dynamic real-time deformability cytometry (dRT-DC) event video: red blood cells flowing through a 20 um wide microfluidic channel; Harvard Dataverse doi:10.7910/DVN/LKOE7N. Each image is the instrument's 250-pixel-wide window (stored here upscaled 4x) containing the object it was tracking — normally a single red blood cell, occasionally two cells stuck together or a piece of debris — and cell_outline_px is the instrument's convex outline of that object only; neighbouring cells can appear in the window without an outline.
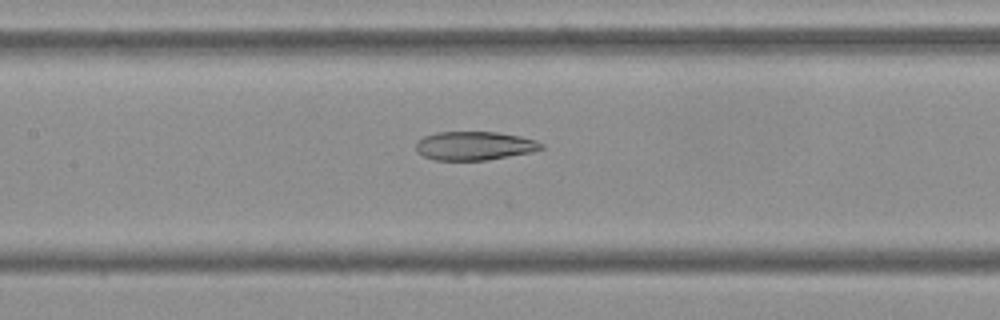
{"species": "Egyptian fruit bat (a non-hibernating species)", "species_latin": "Rousettus aegyptiacus", "temperature_condition": "cold", "stored_images_in_passage": 54, "camera_frame_rate_fps": 3000, "um_per_image_px": 0.085, "frame": {"image": 1, "passage_image": 25, "time_ms": 8.0, "image_size_px": [1000, 320], "cell_outline_px": [[544, 148], [532, 152], [488, 160], [432, 160], [416, 152], [416, 140], [424, 136], [436, 132], [496, 132], [520, 136], [536, 140], [544, 144]], "centroid_in_image_um": [40.31, 12.39], "position_along_channel_um": 167.1, "area_um2": 21.15}}
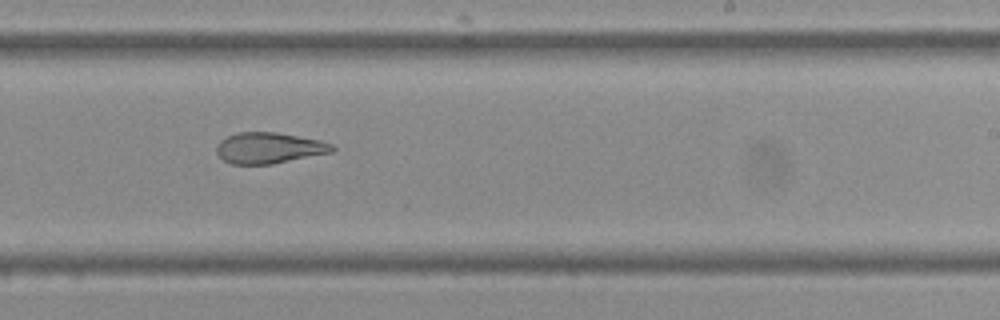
{"frame": {"image": 2, "passage_image": 33, "time_ms": 10.667, "image_size_px": [1000, 320], "cell_outline_px": [[336, 148], [332, 152], [272, 164], [232, 164], [224, 160], [216, 152], [216, 144], [220, 140], [236, 132], [276, 132], [320, 140], [332, 144]], "centroid_in_image_um": [22.85, 12.57], "position_along_channel_um": 266.1, "area_um2": 20.87}}
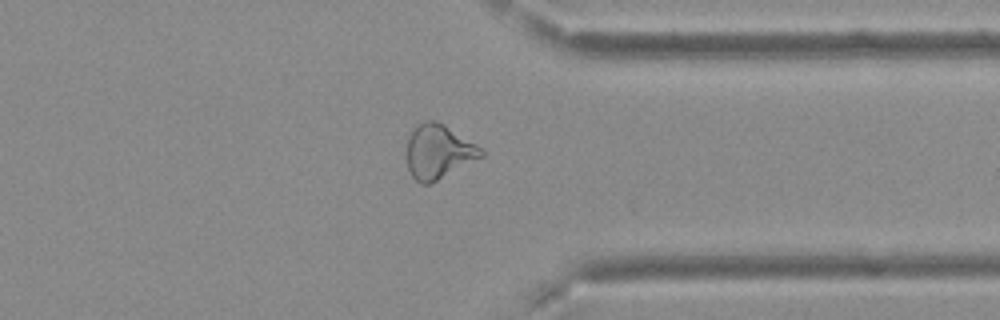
{"frame": {"image": 3, "passage_image": 42, "time_ms": 13.667, "image_size_px": [1000, 320], "cell_outline_px": [[484, 156], [428, 184], [420, 184], [412, 176], [408, 168], [408, 136], [416, 124], [424, 120], [436, 120], [444, 124], [476, 144], [484, 152]], "centroid_in_image_um": [37.26, 12.86], "position_along_channel_um": 374.1, "area_um2": 23.24}, "authors_computed_cell_mechanics": {"area_um2": 25.5476, "velocity_mm_per_s": 3.7229, "shape_relaxation_time_tau1_ms": null, "shape_relaxation_time_tau2_ms": 4.6045, "deformation_change_tau1": null, "deformation_change_tau2": 0.126}}